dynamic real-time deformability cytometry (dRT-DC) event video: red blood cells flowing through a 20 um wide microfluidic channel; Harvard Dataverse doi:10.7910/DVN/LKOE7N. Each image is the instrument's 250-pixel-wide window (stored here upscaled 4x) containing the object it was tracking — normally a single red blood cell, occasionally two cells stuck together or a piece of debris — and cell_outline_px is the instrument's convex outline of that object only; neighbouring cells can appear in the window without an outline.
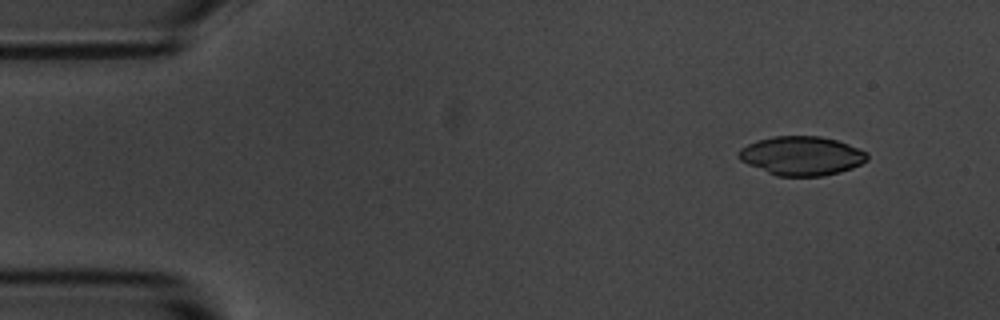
{"species": "common noctule bat (a hibernating species)", "species_latin": "Nyctalus noctula", "temperature_condition": "room temperature", "stored_images_in_passage": 12, "camera_frame_rate_fps": 3000, "um_per_image_px": 0.085, "animal": {"sex": "male", "body_mass_g": 20.1, "forearm_length_mm": 53.5}, "frame": {"image": 1, "passage_image": 1, "time_ms": 0.0, "image_size_px": [1000, 320], "cell_outline_px": [[868, 160], [852, 168], [840, 172], [824, 176], [776, 176], [748, 164], [740, 160], [736, 156], [736, 152], [740, 148], [756, 140], [772, 136], [820, 136], [836, 140], [860, 148], [868, 152]], "centroid_in_image_um": [68.13, 13.24], "position_along_channel_um": 16.9, "area_um2": 29.48}}